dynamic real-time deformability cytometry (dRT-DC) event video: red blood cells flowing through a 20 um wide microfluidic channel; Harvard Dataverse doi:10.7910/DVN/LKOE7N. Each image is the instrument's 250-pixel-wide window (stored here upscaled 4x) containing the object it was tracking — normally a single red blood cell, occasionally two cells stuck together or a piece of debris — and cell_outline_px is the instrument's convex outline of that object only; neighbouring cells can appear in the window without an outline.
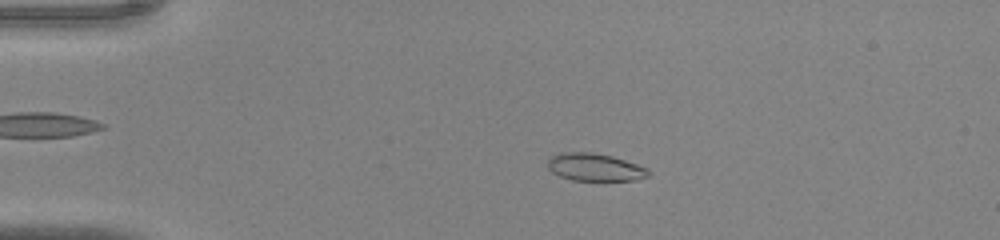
{"species": "common noctule bat (a hibernating species)", "species_latin": "Nyctalus noctula", "temperature_condition": "warm", "stored_images_in_passage": 45, "camera_frame_rate_fps": 3000, "um_per_image_px": 0.085, "animal": {"sex": "male", "body_mass_g": 20.0, "forearm_length_mm": 53.3}, "frame": {"image": 1, "passage_image": 10, "time_ms": 3.0, "image_size_px": [1000, 240], "cell_outline_px": [[652, 172], [648, 176], [636, 180], [572, 180], [560, 176], [552, 172], [548, 168], [548, 156], [560, 152], [592, 152], [612, 156], [648, 168]], "centroid_in_image_um": [50.55, 14.2], "position_along_channel_um": 34.5, "area_um2": 16.3}}
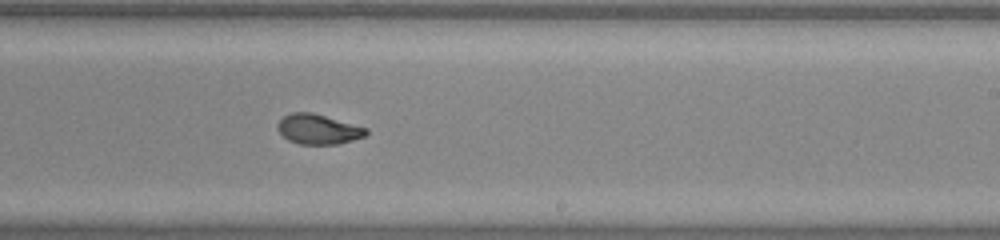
{"frame": {"image": 2, "passage_image": 28, "time_ms": 9.0, "image_size_px": [1000, 240], "cell_outline_px": [[368, 132], [364, 136], [352, 140], [336, 144], [300, 144], [288, 140], [276, 128], [280, 120], [284, 116], [292, 112], [312, 112], [368, 128]], "centroid_in_image_um": [27.04, 10.97], "position_along_channel_um": 262.0, "area_um2": 15.32}}
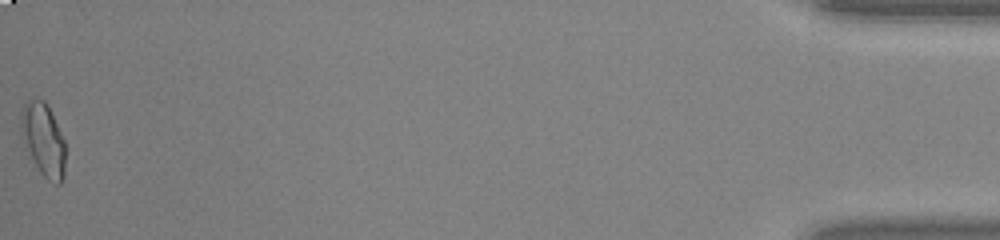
{"frame": {"image": 3, "passage_image": 45, "time_ms": 14.667, "image_size_px": [1000, 240], "cell_outline_px": [[64, 176], [60, 184], [56, 184], [48, 180], [40, 172], [20, 132], [20, 112], [24, 104], [28, 100], [44, 100], [64, 140]], "centroid_in_image_um": [3.67, 11.87], "position_along_channel_um": 431.5, "area_um2": 18.21}}